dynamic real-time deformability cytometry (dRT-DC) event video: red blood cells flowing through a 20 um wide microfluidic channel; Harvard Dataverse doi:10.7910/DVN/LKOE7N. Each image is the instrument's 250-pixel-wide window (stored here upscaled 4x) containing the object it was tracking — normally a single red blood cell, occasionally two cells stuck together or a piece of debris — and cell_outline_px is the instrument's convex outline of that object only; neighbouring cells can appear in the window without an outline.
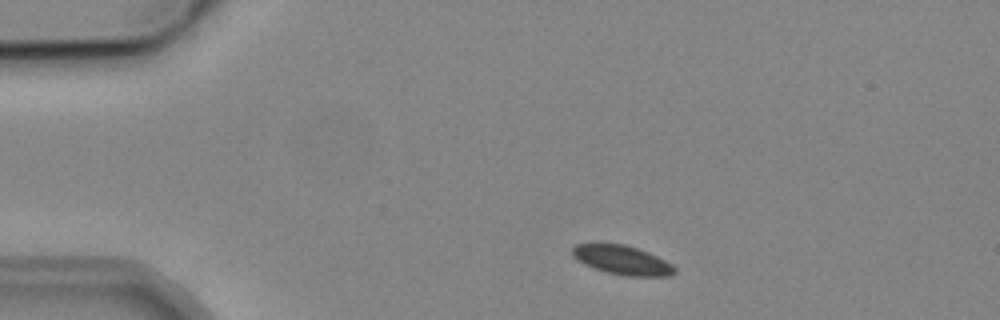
{"species": "common noctule bat (a hibernating species)", "species_latin": "Nyctalus noctula", "temperature_condition": "cold", "stored_images_in_passage": 5, "camera_frame_rate_fps": 3000, "um_per_image_px": 0.085, "animal": {"sex": "male", "body_mass_g": 19.2, "forearm_length_mm": 51.8}, "frame": {"image": 1, "passage_image": 1, "time_ms": 0.0, "image_size_px": [1000, 320], "cell_outline_px": [[676, 272], [668, 276], [624, 276], [604, 272], [584, 264], [572, 256], [572, 248], [576, 244], [624, 244], [648, 252], [672, 264], [676, 268]], "centroid_in_image_um": [52.88, 22.12], "position_along_channel_um": 32.1, "area_um2": 17.28}}
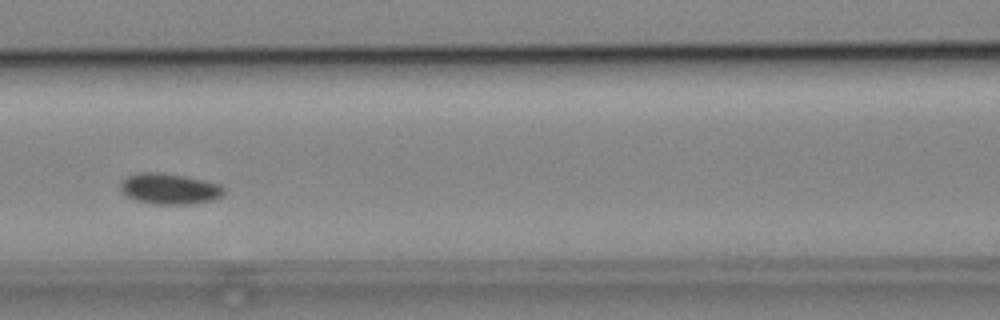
{"frame": {"image": 2, "passage_image": 5, "time_ms": 4.667, "image_size_px": [1000, 320], "cell_outline_px": [[224, 192], [216, 200], [192, 204], [156, 204], [136, 200], [124, 196], [120, 188], [120, 184], [128, 176], [140, 172], [156, 172], [184, 176], [204, 180], [220, 184], [224, 188]], "centroid_in_image_um": [14.41, 16.06], "position_along_channel_um": 152.2, "area_um2": 18.61}}